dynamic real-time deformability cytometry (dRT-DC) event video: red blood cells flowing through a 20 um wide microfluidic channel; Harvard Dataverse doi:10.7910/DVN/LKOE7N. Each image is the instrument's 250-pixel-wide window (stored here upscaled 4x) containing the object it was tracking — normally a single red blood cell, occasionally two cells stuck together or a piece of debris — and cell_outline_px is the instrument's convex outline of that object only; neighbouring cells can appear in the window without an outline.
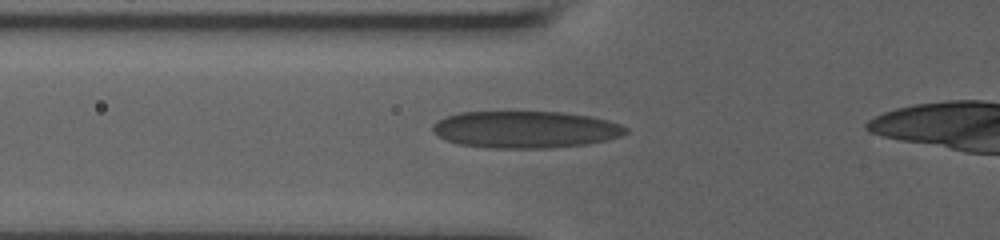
{"species": "human", "species_latin": "Homo sapiens", "temperature_condition": "room temperature", "stored_images_in_passage": 39, "camera_frame_rate_fps": 3000, "um_per_image_px": 0.085, "donor": {"sex": "male"}, "frame": {"image": 1, "passage_image": 11, "time_ms": 3.333, "image_size_px": [1000, 240], "cell_outline_px": [[628, 132], [620, 136], [588, 144], [548, 148], [488, 148], [460, 144], [436, 136], [432, 132], [432, 124], [448, 116], [460, 112], [560, 112], [592, 116], [608, 120], [620, 124], [628, 128]], "centroid_in_image_um": [44.67, 11.01], "position_along_channel_um": 81.1, "area_um2": 41.62}}
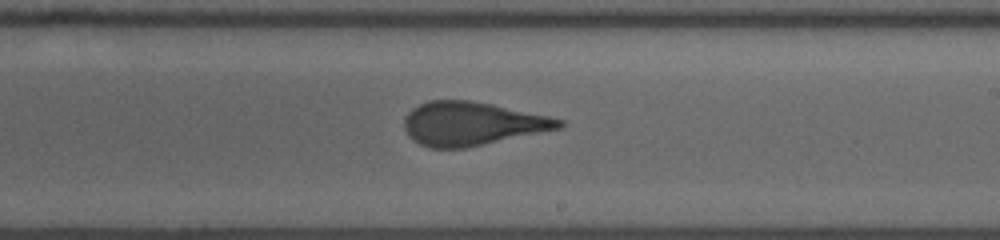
{"frame": {"image": 2, "passage_image": 24, "time_ms": 7.667, "image_size_px": [1000, 240], "cell_outline_px": [[564, 124], [560, 128], [464, 148], [432, 148], [420, 144], [412, 140], [408, 136], [404, 128], [404, 120], [408, 112], [412, 108], [428, 100], [468, 100], [492, 104], [548, 116], [564, 120]], "centroid_in_image_um": [40.06, 10.5], "position_along_channel_um": 248.9, "area_um2": 38.96}}
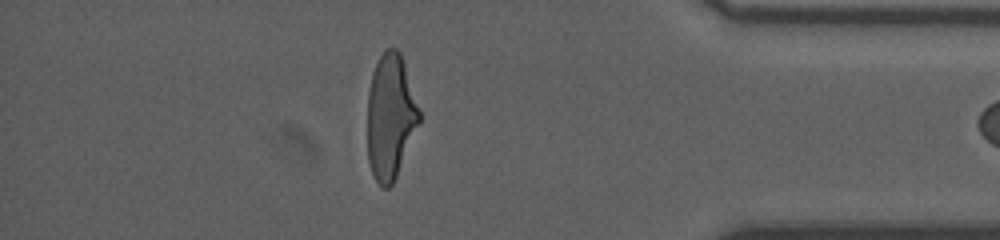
{"frame": {"image": 3, "passage_image": 38, "time_ms": 12.333, "image_size_px": [1000, 240], "cell_outline_px": [[420, 124], [396, 176], [392, 184], [388, 188], [384, 188], [372, 176], [368, 164], [368, 92], [372, 72], [380, 56], [388, 48], [396, 48], [400, 52], [420, 112]], "centroid_in_image_um": [33.18, 9.95], "position_along_channel_um": 402.0, "area_um2": 37.57}}